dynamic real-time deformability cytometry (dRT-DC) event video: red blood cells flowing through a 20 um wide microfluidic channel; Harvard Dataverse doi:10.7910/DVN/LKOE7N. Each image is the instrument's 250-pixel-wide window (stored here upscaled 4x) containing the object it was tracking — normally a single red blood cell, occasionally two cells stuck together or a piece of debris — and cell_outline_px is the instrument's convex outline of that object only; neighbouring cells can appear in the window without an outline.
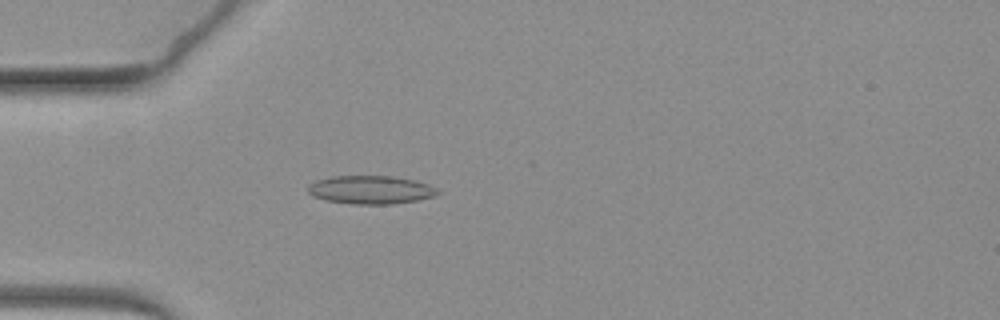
{"species": "common noctule bat (a hibernating species)", "species_latin": "Nyctalus noctula", "temperature_condition": "warm", "stored_images_in_passage": 65, "camera_frame_rate_fps": 3000, "um_per_image_px": 0.085, "animal": {"sex": "female", "body_mass_g": 19.3, "forearm_length_mm": 54.1}, "frame": {"image": 1, "passage_image": 20, "time_ms": 6.333, "image_size_px": [1000, 320], "cell_outline_px": [[440, 192], [432, 196], [416, 200], [392, 204], [352, 204], [324, 200], [312, 196], [308, 192], [308, 184], [316, 180], [332, 176], [392, 176], [416, 180], [428, 184], [436, 188]], "centroid_in_image_um": [31.47, 16.13], "position_along_channel_um": 53.5, "area_um2": 21.44}}
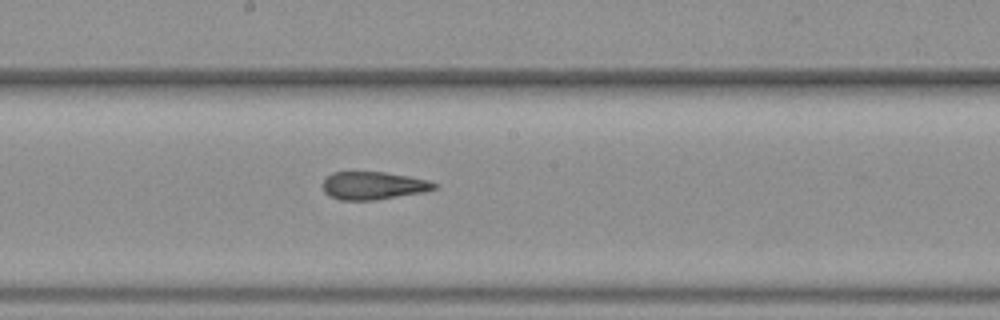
{"frame": {"image": 2, "passage_image": 36, "time_ms": 11.667, "image_size_px": [1000, 320], "cell_outline_px": [[436, 188], [424, 192], [376, 200], [340, 200], [328, 196], [324, 192], [320, 184], [332, 172], [384, 172], [408, 176], [428, 180], [436, 184]], "centroid_in_image_um": [31.68, 15.78], "position_along_channel_um": 216.5, "area_um2": 18.21}}
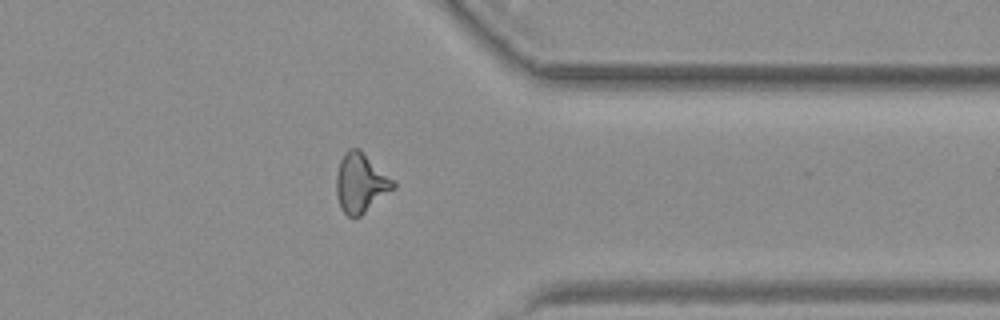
{"frame": {"image": 3, "passage_image": 52, "time_ms": 17.0, "image_size_px": [1000, 320], "cell_outline_px": [[396, 188], [360, 216], [348, 216], [340, 208], [336, 192], [336, 176], [340, 160], [344, 152], [348, 148], [360, 148], [396, 184]], "centroid_in_image_um": [30.64, 15.54], "position_along_channel_um": 380.8, "area_um2": 19.59}}